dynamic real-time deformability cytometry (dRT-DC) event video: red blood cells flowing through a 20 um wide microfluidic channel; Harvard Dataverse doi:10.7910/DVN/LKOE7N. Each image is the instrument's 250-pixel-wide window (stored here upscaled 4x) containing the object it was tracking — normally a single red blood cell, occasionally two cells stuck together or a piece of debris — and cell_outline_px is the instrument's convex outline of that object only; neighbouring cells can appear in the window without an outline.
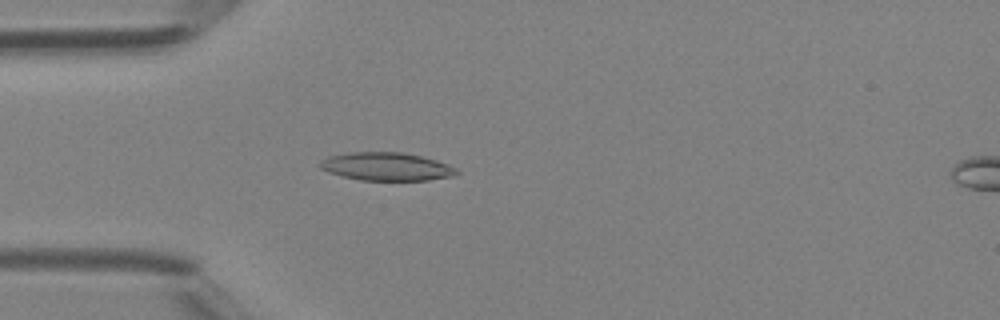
{"species": "Egyptian fruit bat (a non-hibernating species)", "species_latin": "Rousettus aegyptiacus", "temperature_condition": "room temperature", "stored_images_in_passage": 40, "camera_frame_rate_fps": 3000, "um_per_image_px": 0.085, "animal": {"sex": "female"}, "frame": {"image": 1, "passage_image": 10, "time_ms": 3.0, "image_size_px": [1000, 320], "cell_outline_px": [[460, 172], [456, 176], [428, 180], [360, 180], [328, 172], [320, 168], [320, 160], [328, 156], [348, 152], [404, 152], [436, 160], [448, 164], [456, 168]], "centroid_in_image_um": [32.87, 14.15], "position_along_channel_um": 52.1, "area_um2": 22.48}}
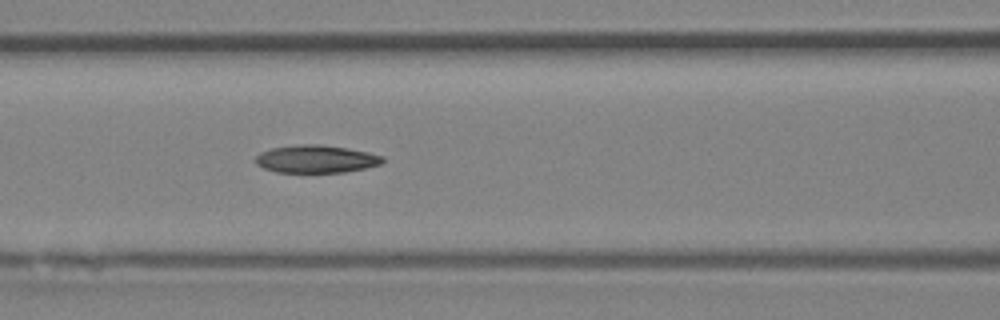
{"frame": {"image": 2, "passage_image": 16, "time_ms": 5.0, "image_size_px": [1000, 320], "cell_outline_px": [[384, 160], [380, 164], [364, 168], [344, 172], [276, 172], [264, 168], [256, 164], [256, 156], [260, 152], [272, 148], [304, 144], [320, 144], [348, 148], [368, 152], [384, 156]], "centroid_in_image_um": [26.87, 13.51], "position_along_channel_um": 139.7, "area_um2": 20.4}}
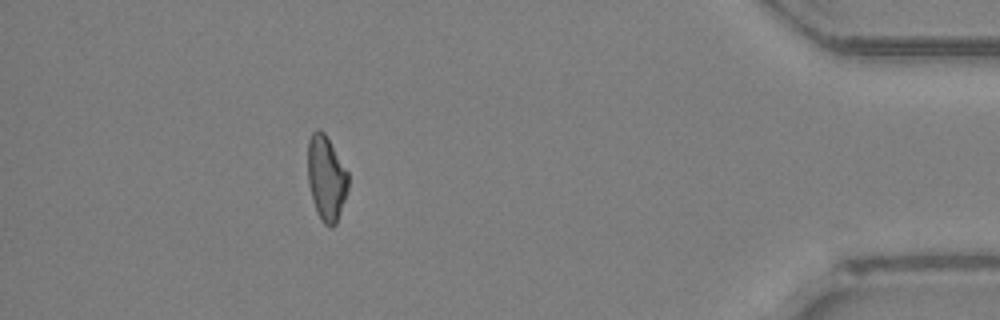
{"frame": {"image": 3, "passage_image": 36, "time_ms": 11.667, "image_size_px": [1000, 320], "cell_outline_px": [[348, 188], [336, 224], [332, 228], [328, 228], [324, 224], [316, 212], [312, 200], [308, 184], [308, 140], [312, 132], [316, 128], [320, 128], [324, 132], [348, 172]], "centroid_in_image_um": [27.72, 15.15], "position_along_channel_um": 407.5, "area_um2": 20.11}}